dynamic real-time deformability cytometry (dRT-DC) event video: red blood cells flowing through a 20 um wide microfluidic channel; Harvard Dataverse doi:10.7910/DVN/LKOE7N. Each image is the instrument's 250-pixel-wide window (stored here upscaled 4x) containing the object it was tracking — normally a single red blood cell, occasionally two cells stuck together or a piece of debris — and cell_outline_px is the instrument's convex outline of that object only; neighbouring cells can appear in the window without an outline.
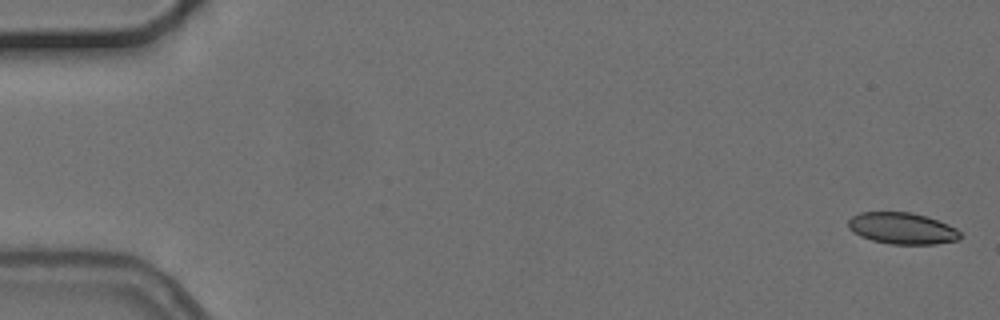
{"species": "common noctule bat (a hibernating species)", "species_latin": "Nyctalus noctula", "temperature_condition": "cold", "stored_images_in_passage": 5, "camera_frame_rate_fps": 3000, "um_per_image_px": 0.085, "animal": {"sex": "female", "body_mass_g": 24.6, "forearm_length_mm": 56.2}, "frame": {"image": 1, "passage_image": 1, "time_ms": 0.0, "image_size_px": [1000, 320], "cell_outline_px": [[960, 240], [936, 244], [892, 244], [872, 240], [860, 236], [852, 232], [848, 228], [848, 220], [852, 216], [860, 212], [912, 212], [948, 224], [956, 228], [960, 232]], "centroid_in_image_um": [76.67, 19.41], "position_along_channel_um": 8.3, "area_um2": 20.58}}
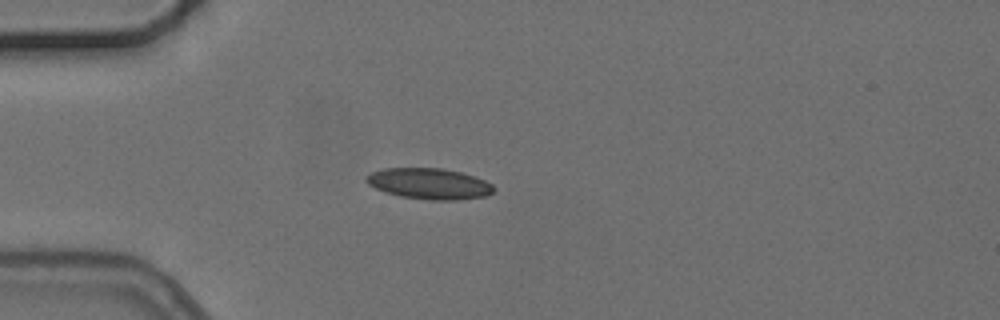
{"frame": {"image": 2, "passage_image": 5, "time_ms": 4.667, "image_size_px": [1000, 320], "cell_outline_px": [[496, 188], [488, 196], [456, 200], [428, 200], [400, 196], [376, 188], [368, 184], [364, 180], [364, 176], [372, 172], [384, 168], [440, 168], [460, 172], [476, 176], [492, 184]], "centroid_in_image_um": [36.5, 15.61], "position_along_channel_um": 48.5, "area_um2": 23.06}}